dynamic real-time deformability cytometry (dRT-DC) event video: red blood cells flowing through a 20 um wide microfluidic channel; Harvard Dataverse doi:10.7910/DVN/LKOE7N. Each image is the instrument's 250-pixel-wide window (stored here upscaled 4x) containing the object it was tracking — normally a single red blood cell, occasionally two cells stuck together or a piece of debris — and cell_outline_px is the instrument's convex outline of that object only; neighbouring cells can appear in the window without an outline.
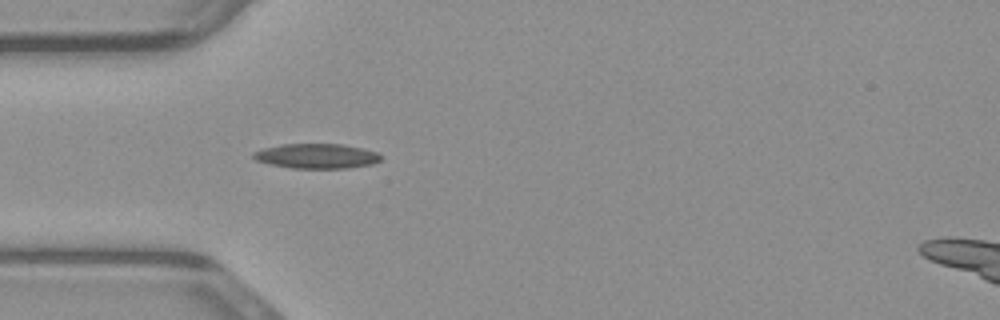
{"species": "common noctule bat (a hibernating species)", "species_latin": "Nyctalus noctula", "temperature_condition": "warm", "stored_images_in_passage": 38, "camera_frame_rate_fps": 3000, "um_per_image_px": 0.085, "animal": {"sex": "male", "body_mass_g": 23.1, "forearm_length_mm": 52.7}, "frame": {"image": 1, "passage_image": 4, "time_ms": 1.0, "image_size_px": [1000, 320], "cell_outline_px": [[380, 160], [372, 164], [348, 168], [292, 168], [272, 164], [256, 160], [252, 156], [252, 152], [264, 148], [284, 144], [340, 144], [360, 148], [376, 152], [380, 156]], "centroid_in_image_um": [26.89, 13.26], "position_along_channel_um": 58.1, "area_um2": 18.15}}
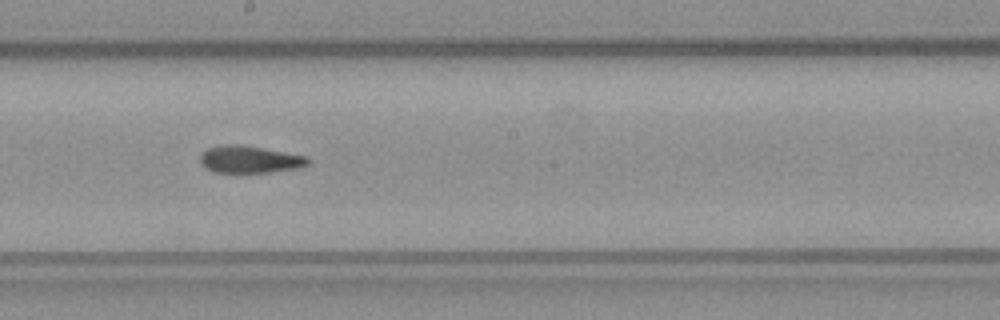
{"frame": {"image": 2, "passage_image": 16, "time_ms": 5.0, "image_size_px": [1000, 320], "cell_outline_px": [[308, 164], [300, 168], [268, 172], [212, 172], [204, 168], [200, 164], [200, 152], [208, 148], [224, 144], [240, 144], [264, 148], [308, 156]], "centroid_in_image_um": [21.18, 13.54], "position_along_channel_um": 227.0, "area_um2": 17.28}}
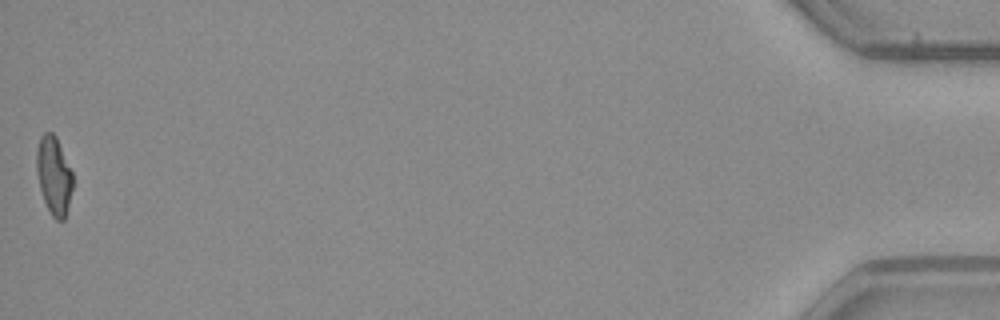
{"frame": {"image": 3, "passage_image": 38, "time_ms": 12.333, "image_size_px": [1000, 320], "cell_outline_px": [[72, 188], [64, 220], [56, 220], [52, 216], [44, 200], [40, 188], [36, 172], [36, 152], [40, 136], [44, 132], [52, 132], [56, 136], [72, 172]], "centroid_in_image_um": [4.56, 14.89], "position_along_channel_um": 430.6, "area_um2": 16.3}}